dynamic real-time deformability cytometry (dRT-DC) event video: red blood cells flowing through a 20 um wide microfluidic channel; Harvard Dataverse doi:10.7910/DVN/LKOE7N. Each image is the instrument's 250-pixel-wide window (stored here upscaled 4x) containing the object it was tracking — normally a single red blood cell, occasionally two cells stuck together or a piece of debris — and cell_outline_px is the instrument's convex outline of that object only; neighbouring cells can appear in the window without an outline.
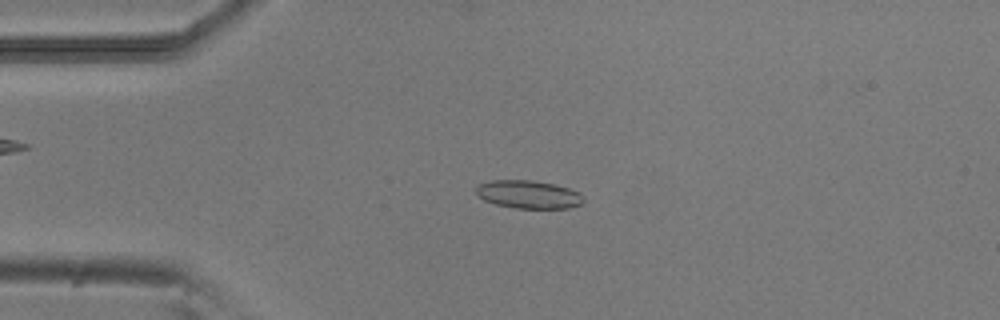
{"species": "common noctule bat (a hibernating species)", "species_latin": "Nyctalus noctula", "temperature_condition": "room temperature", "stored_images_in_passage": 52, "camera_frame_rate_fps": 3000, "um_per_image_px": 0.085, "animal": {"sex": "male", "body_mass_g": 20.5, "forearm_length_mm": 52.5}, "frame": {"image": 1, "passage_image": 12, "time_ms": 3.667, "image_size_px": [1000, 320], "cell_outline_px": [[584, 200], [580, 204], [568, 208], [516, 208], [496, 204], [484, 200], [476, 196], [476, 188], [480, 184], [492, 180], [532, 180], [552, 184], [568, 188], [580, 192], [584, 196]], "centroid_in_image_um": [44.92, 16.53], "position_along_channel_um": 40.1, "area_um2": 17.51}}
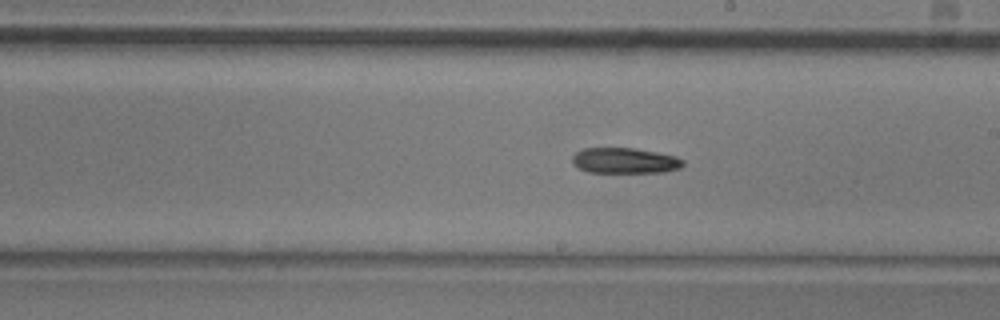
{"frame": {"image": 2, "passage_image": 29, "time_ms": 9.333, "image_size_px": [1000, 320], "cell_outline_px": [[684, 164], [680, 168], [664, 172], [588, 172], [572, 164], [572, 156], [576, 152], [584, 148], [632, 148], [656, 152], [676, 156], [684, 160]], "centroid_in_image_um": [53.11, 13.65], "position_along_channel_um": 235.9, "area_um2": 16.47}}
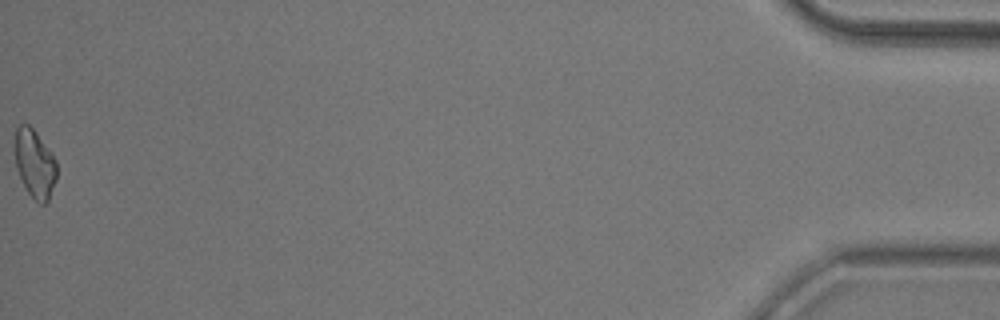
{"frame": {"image": 3, "passage_image": 52, "time_ms": 17.0, "image_size_px": [1000, 320], "cell_outline_px": [[56, 180], [48, 200], [44, 204], [40, 204], [28, 192], [20, 176], [16, 164], [16, 128], [20, 124], [28, 124], [36, 132], [52, 152], [56, 160]], "centroid_in_image_um": [2.98, 13.9], "position_along_channel_um": 432.2, "area_um2": 16.3}, "authors_computed_cell_mechanics": {"area_um2": 17.2244, "velocity_mm_per_s": 3.8823, "shape_relaxation_time_tau1_ms": 3.8108, "shape_relaxation_time_tau2_ms": null, "deformation_change_tau1": 0.1453, "deformation_change_tau2": null}}